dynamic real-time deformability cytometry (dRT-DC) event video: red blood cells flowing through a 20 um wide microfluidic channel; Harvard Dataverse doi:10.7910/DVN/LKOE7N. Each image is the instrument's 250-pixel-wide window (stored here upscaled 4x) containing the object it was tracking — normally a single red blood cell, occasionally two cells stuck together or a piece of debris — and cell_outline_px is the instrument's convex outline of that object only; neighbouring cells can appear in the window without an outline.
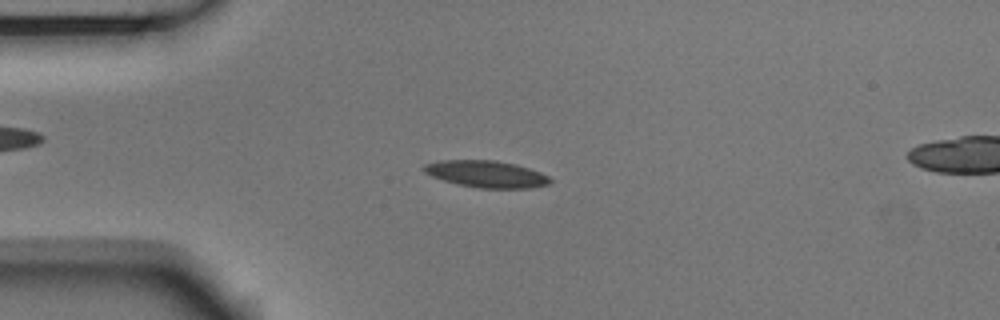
{"species": "Egyptian fruit bat (a non-hibernating species)", "species_latin": "Rousettus aegyptiacus", "temperature_condition": "room temperature", "stored_images_in_passage": 55, "segment_of_instrument_passage": [1, 2], "camera_frame_rate_fps": 3000, "um_per_image_px": 0.085, "animal": {"sex": "male"}, "frame": {"image": 1, "passage_image": 13, "time_ms": 4.0, "image_size_px": [1000, 320], "cell_outline_px": [[552, 180], [548, 184], [532, 188], [480, 188], [456, 184], [432, 176], [424, 172], [420, 168], [424, 164], [440, 160], [496, 160], [516, 164], [540, 172], [548, 176]], "centroid_in_image_um": [41.31, 14.79], "position_along_channel_um": 43.7, "area_um2": 19.83}}
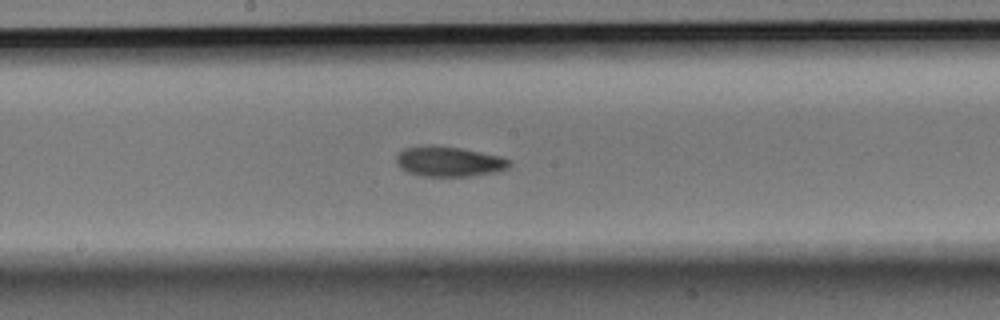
{"frame": {"image": 2, "passage_image": 28, "time_ms": 9.0, "image_size_px": [1000, 320], "cell_outline_px": [[512, 164], [508, 168], [496, 172], [468, 176], [420, 176], [408, 172], [400, 168], [396, 164], [396, 156], [404, 148], [424, 144], [436, 144], [460, 148], [500, 156], [512, 160]], "centroid_in_image_um": [38.14, 13.71], "position_along_channel_um": 210.1, "area_um2": 20.17}}
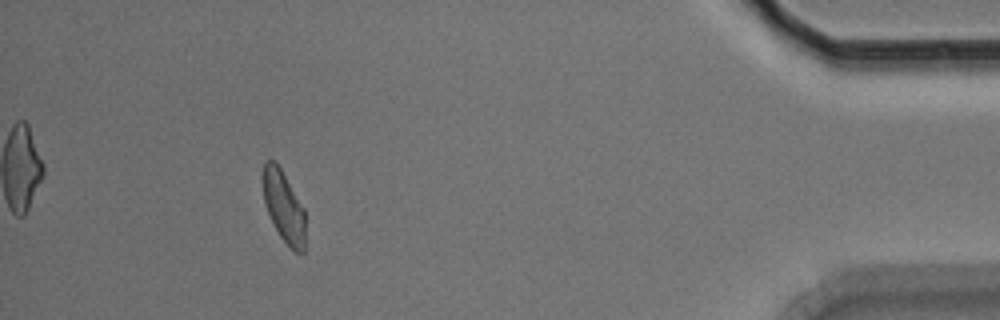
{"frame": {"image": 3, "passage_image": 49, "time_ms": 16.0, "image_size_px": [1000, 320], "cell_outline_px": [[304, 252], [296, 252], [280, 236], [264, 204], [260, 176], [264, 160], [276, 160], [304, 208]], "centroid_in_image_um": [24.06, 17.44], "position_along_channel_um": 411.1, "area_um2": 17.74}}